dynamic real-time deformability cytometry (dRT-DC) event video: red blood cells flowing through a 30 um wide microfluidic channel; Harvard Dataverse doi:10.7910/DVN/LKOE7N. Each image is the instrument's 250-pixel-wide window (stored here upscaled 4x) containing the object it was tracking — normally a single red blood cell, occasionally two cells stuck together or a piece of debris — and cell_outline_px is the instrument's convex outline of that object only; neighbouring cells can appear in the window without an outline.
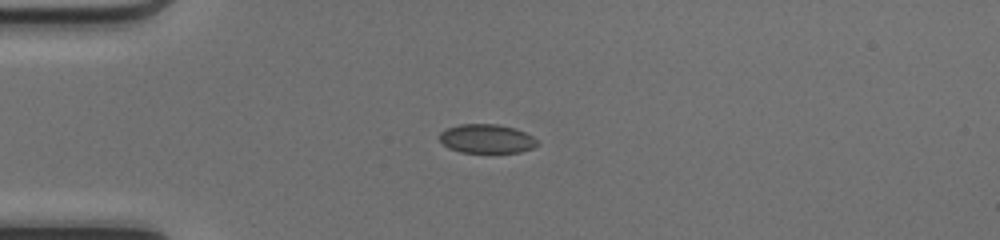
{"species": "common noctule bat (a hibernating species)", "species_latin": "Nyctalus noctula", "temperature_condition": "cold", "stored_images_in_passage": 37, "camera_frame_rate_fps": 3000, "um_per_image_px": 0.085, "animal": {"sex": "female", "body_mass_g": 17.0, "forearm_length_mm": 48.0}, "frame": {"image": 1, "passage_image": 1, "time_ms": 0.0, "image_size_px": [1000, 240], "cell_outline_px": [[540, 144], [532, 148], [520, 152], [460, 152], [448, 148], [440, 140], [440, 132], [448, 128], [460, 124], [496, 124], [516, 128], [532, 136]], "centroid_in_image_um": [41.38, 11.79], "position_along_channel_um": 43.6, "area_um2": 16.42}}
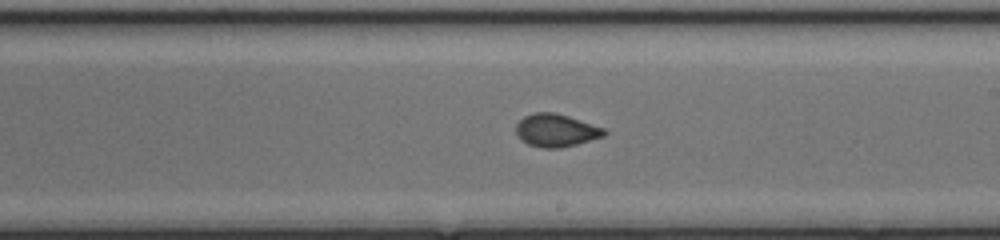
{"frame": {"image": 2, "passage_image": 17, "time_ms": 5.333, "image_size_px": [1000, 240], "cell_outline_px": [[608, 132], [604, 136], [576, 144], [560, 148], [540, 148], [528, 144], [516, 132], [516, 124], [524, 116], [536, 112], [556, 112], [604, 128]], "centroid_in_image_um": [47.27, 11.08], "position_along_channel_um": 241.7, "area_um2": 16.7}}
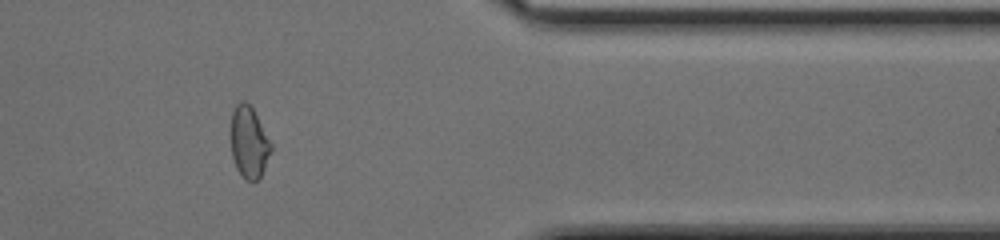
{"frame": {"image": 3, "passage_image": 29, "time_ms": 9.333, "image_size_px": [1000, 240], "cell_outline_px": [[272, 148], [260, 180], [252, 184], [244, 180], [236, 168], [232, 156], [232, 112], [236, 104], [240, 100], [244, 100], [252, 108], [272, 144]], "centroid_in_image_um": [21.17, 12.17], "position_along_channel_um": 390.2, "area_um2": 16.82}, "authors_computed_cell_mechanics": {"area_um2": 16.762, "velocity_mm_per_s": 4.1871, "shape_relaxation_time_tau1_ms": 6.1481, "shape_relaxation_time_tau2_ms": 0.8699, "deformation_change_tau1": 0.1278, "deformation_change_tau2": 0.0438}}